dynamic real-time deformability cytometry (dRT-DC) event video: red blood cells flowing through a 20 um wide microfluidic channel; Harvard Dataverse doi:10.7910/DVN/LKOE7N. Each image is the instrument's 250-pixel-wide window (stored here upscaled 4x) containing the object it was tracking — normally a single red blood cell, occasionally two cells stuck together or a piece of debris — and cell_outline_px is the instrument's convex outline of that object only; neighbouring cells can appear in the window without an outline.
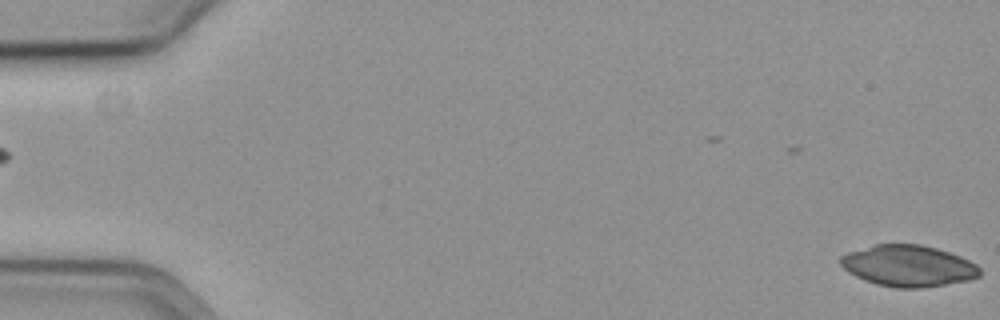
{"species": "common noctule bat (a hibernating species)", "species_latin": "Nyctalus noctula", "temperature_condition": "cold", "stored_images_in_passage": 2, "camera_frame_rate_fps": 3000, "um_per_image_px": 0.085, "animal": {"sex": "female", "body_mass_g": 19.3, "forearm_length_mm": 54.1}, "frame": {"image": 1, "passage_image": 2, "time_ms": 0.333, "image_size_px": [1000, 320], "cell_outline_px": [[980, 276], [972, 280], [920, 288], [896, 288], [876, 284], [864, 280], [848, 272], [840, 264], [840, 256], [848, 252], [876, 244], [920, 244], [936, 248], [960, 256], [976, 264], [980, 268]], "centroid_in_image_um": [77.21, 22.6], "position_along_channel_um": 7.8, "area_um2": 33.58}}